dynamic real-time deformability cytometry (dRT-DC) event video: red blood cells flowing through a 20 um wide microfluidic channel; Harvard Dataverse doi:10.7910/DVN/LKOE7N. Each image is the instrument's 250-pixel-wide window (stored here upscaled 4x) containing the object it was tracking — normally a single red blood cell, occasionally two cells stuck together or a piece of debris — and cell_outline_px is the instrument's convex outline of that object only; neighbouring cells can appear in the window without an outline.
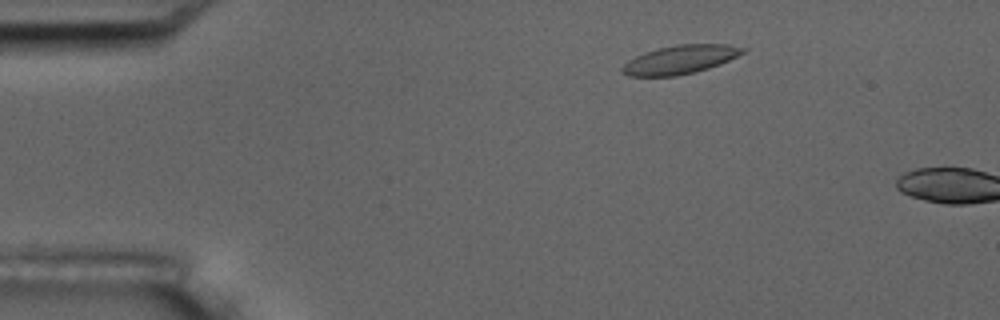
{"species": "common noctule bat (a hibernating species)", "species_latin": "Nyctalus noctula", "temperature_condition": "room temperature", "stored_images_in_passage": 2, "camera_frame_rate_fps": 3000, "um_per_image_px": 0.085, "animal": {"sex": "male", "body_mass_g": 17.5, "forearm_length_mm": 52.3}, "frame": {"image": 1, "passage_image": 1, "time_ms": 0.0, "image_size_px": [1000, 320], "cell_outline_px": [[748, 48], [744, 52], [720, 64], [696, 72], [676, 76], [628, 76], [620, 72], [620, 68], [628, 60], [644, 52], [676, 44], [728, 44]], "centroid_in_image_um": [57.79, 5.07], "position_along_channel_um": 27.2, "area_um2": 20.17}}